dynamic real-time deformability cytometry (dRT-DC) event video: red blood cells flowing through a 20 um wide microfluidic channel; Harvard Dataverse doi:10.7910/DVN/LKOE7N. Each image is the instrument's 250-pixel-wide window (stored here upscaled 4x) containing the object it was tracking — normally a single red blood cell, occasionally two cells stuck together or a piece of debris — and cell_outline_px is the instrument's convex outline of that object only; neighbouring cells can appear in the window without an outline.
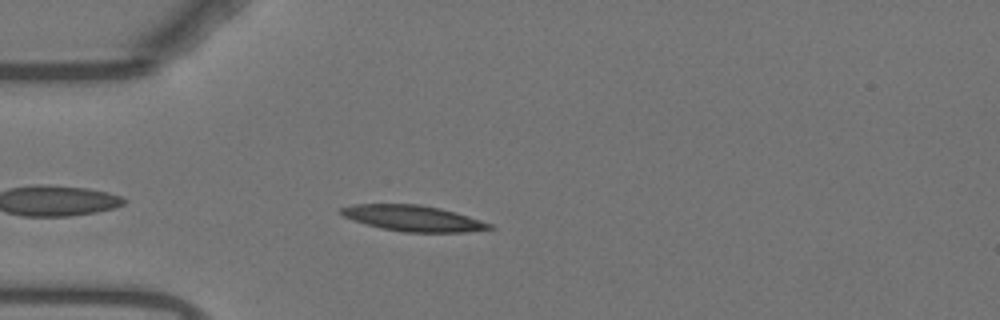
{"species": "Egyptian fruit bat (a non-hibernating species)", "species_latin": "Rousettus aegyptiacus", "temperature_condition": "warm", "stored_images_in_passage": 43, "camera_frame_rate_fps": 3000, "um_per_image_px": 0.085, "animal": {"sex": "female"}, "frame": {"image": 1, "passage_image": 4, "time_ms": 1.0, "image_size_px": [1000, 320], "cell_outline_px": [[496, 228], [464, 232], [404, 232], [380, 228], [364, 224], [352, 220], [344, 216], [340, 212], [340, 208], [352, 204], [420, 204], [440, 208], [456, 212], [492, 224]], "centroid_in_image_um": [35.1, 18.55], "position_along_channel_um": 49.9, "area_um2": 22.43}}
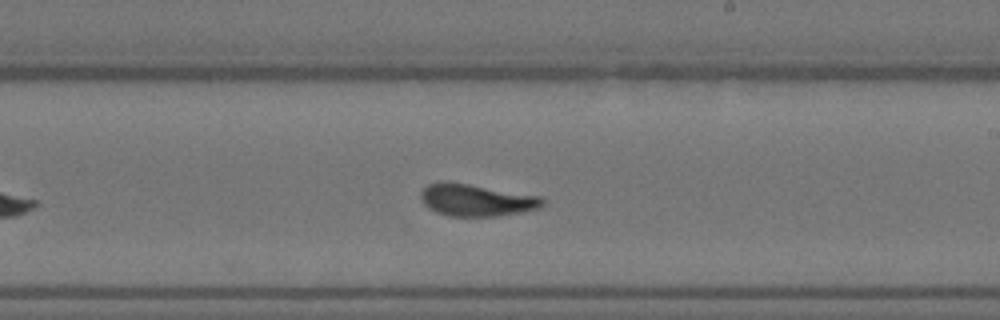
{"frame": {"image": 2, "passage_image": 21, "time_ms": 6.667, "image_size_px": [1000, 320], "cell_outline_px": [[544, 204], [540, 208], [520, 212], [496, 216], [452, 216], [436, 212], [428, 208], [424, 204], [420, 196], [420, 192], [428, 184], [440, 180], [448, 180], [540, 196], [544, 200]], "centroid_in_image_um": [40.45, 16.98], "position_along_channel_um": 248.5, "area_um2": 22.95}}
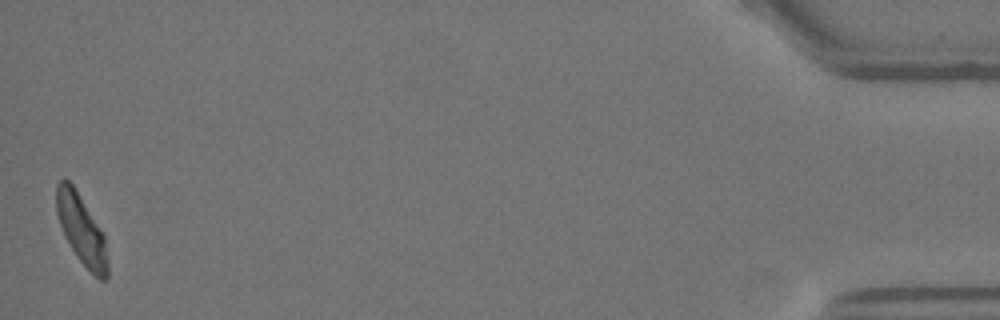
{"frame": {"image": 3, "passage_image": 43, "time_ms": 14.0, "image_size_px": [1000, 320], "cell_outline_px": [[108, 280], [100, 280], [76, 256], [64, 236], [56, 212], [56, 184], [60, 180], [68, 180], [72, 184], [104, 232], [108, 260]], "centroid_in_image_um": [6.94, 19.53], "position_along_channel_um": 428.3, "area_um2": 20.81}, "authors_computed_cell_mechanics": {"area_um2": 22.253, "velocity_mm_per_s": 3.713, "shape_relaxation_time_tau1_ms": 3.0724, "shape_relaxation_time_tau2_ms": 1.5361, "deformation_change_tau1": 0.1654, "deformation_change_tau2": 0.0914}}